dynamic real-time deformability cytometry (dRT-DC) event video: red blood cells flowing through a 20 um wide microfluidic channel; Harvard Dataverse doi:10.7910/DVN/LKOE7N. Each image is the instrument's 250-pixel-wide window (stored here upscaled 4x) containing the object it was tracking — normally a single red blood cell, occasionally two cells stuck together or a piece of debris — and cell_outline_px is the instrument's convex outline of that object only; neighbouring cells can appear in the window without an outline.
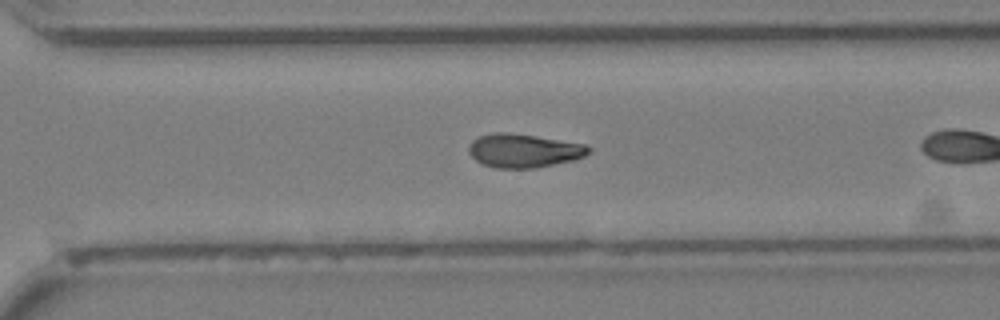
{"species": "Egyptian fruit bat (a non-hibernating species)", "species_latin": "Rousettus aegyptiacus", "temperature_condition": "cold", "stored_images_in_passage": 21, "camera_frame_rate_fps": 3000, "um_per_image_px": 0.085, "animal": {"sex": "female"}, "frame": {"image": 1, "passage_image": 18, "time_ms": 5.667, "image_size_px": [1000, 320], "cell_outline_px": [[592, 152], [584, 156], [572, 160], [536, 168], [496, 168], [484, 164], [476, 160], [468, 152], [468, 144], [472, 140], [480, 136], [492, 132], [508, 132], [536, 136], [584, 144], [592, 148]], "centroid_in_image_um": [44.51, 12.8], "position_along_channel_um": 326.1, "area_um2": 23.52}}